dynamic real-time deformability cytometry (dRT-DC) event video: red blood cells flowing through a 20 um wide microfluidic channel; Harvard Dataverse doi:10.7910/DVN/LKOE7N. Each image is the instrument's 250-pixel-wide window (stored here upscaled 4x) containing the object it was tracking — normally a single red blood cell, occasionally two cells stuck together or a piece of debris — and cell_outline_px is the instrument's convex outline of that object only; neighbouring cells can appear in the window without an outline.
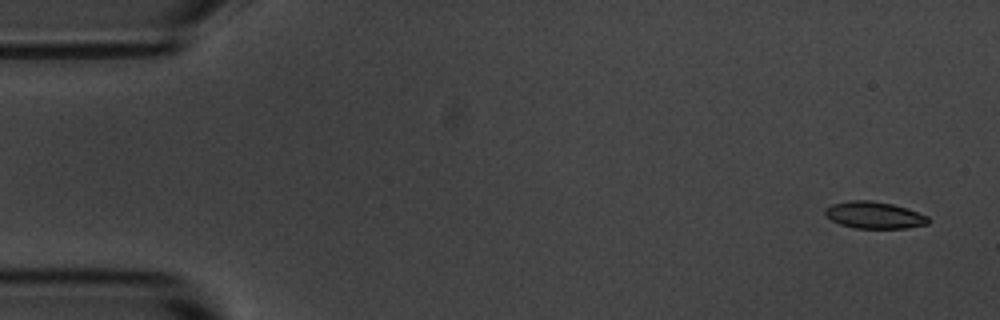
{"species": "common noctule bat (a hibernating species)", "species_latin": "Nyctalus noctula", "temperature_condition": "room temperature", "stored_images_in_passage": 4, "camera_frame_rate_fps": 3000, "um_per_image_px": 0.085, "animal": {"sex": "male", "body_mass_g": 20.1, "forearm_length_mm": 53.5}, "frame": {"image": 1, "passage_image": 1, "time_ms": 0.0, "image_size_px": [1000, 320], "cell_outline_px": [[932, 220], [928, 224], [904, 228], [856, 228], [840, 224], [832, 220], [824, 212], [824, 208], [832, 204], [848, 200], [872, 200], [892, 204], [928, 216]], "centroid_in_image_um": [74.31, 18.28], "position_along_channel_um": 10.7, "area_um2": 16.07}}
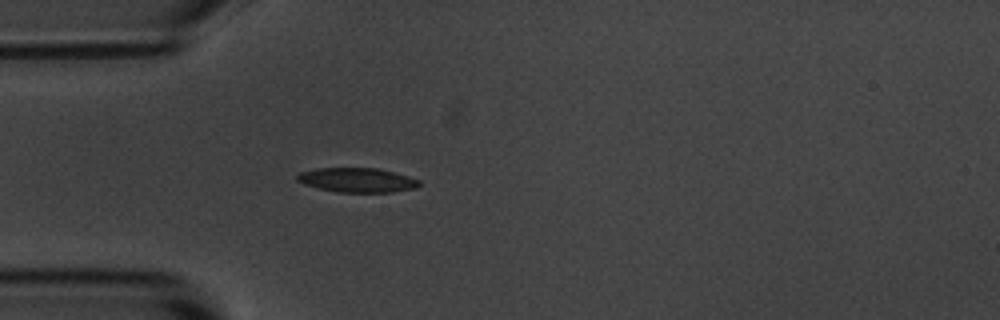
{"frame": {"image": 2, "passage_image": 4, "time_ms": 4.333, "image_size_px": [1000, 320], "cell_outline_px": [[420, 184], [416, 188], [392, 192], [336, 192], [304, 184], [296, 180], [296, 176], [300, 172], [316, 168], [376, 168], [396, 172], [420, 180]], "centroid_in_image_um": [30.37, 15.3], "position_along_channel_um": 54.6, "area_um2": 17.4}}